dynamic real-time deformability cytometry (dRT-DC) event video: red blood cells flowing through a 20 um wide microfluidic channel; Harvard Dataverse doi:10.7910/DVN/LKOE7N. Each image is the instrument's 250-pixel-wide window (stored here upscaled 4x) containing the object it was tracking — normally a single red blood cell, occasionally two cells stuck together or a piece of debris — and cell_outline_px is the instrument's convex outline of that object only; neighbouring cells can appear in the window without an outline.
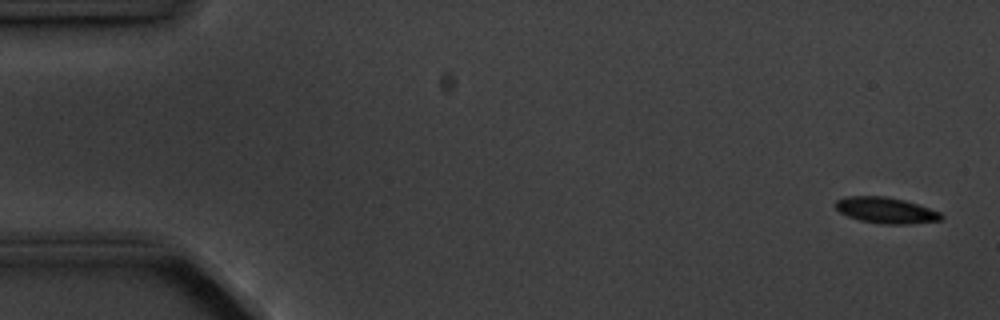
{"species": "common noctule bat (a hibernating species)", "species_latin": "Nyctalus noctula", "temperature_condition": "cold", "stored_images_in_passage": 8, "camera_frame_rate_fps": 3000, "um_per_image_px": 0.085, "animal": {"sex": "male", "body_mass_g": 20.1, "forearm_length_mm": 53.5}, "frame": {"image": 1, "passage_image": 1, "time_ms": 0.0, "image_size_px": [1000, 320], "cell_outline_px": [[944, 216], [940, 220], [912, 224], [880, 224], [860, 220], [848, 216], [840, 212], [836, 208], [836, 200], [844, 196], [888, 196], [904, 200], [940, 212]], "centroid_in_image_um": [75.29, 17.87], "position_along_channel_um": 9.7, "area_um2": 16.01}}
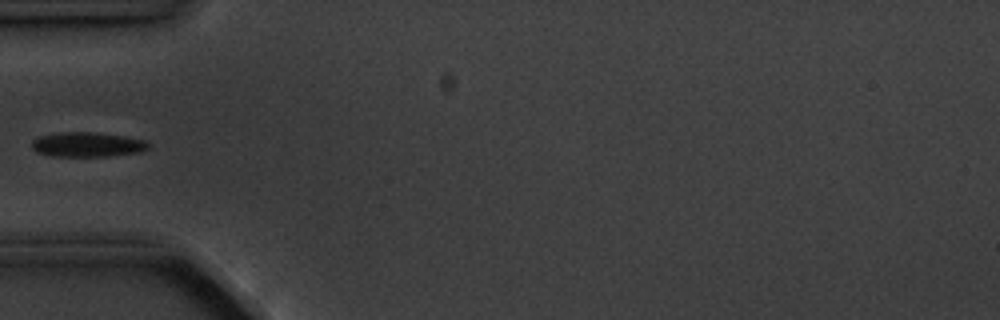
{"frame": {"image": 2, "passage_image": 5, "time_ms": 5.333, "image_size_px": [1000, 320], "cell_outline_px": [[148, 148], [140, 152], [108, 156], [52, 156], [36, 152], [32, 148], [32, 140], [40, 136], [60, 132], [96, 132], [124, 136], [144, 140], [148, 144]], "centroid_in_image_um": [7.4, 12.28], "position_along_channel_um": 77.6, "area_um2": 16.7}}
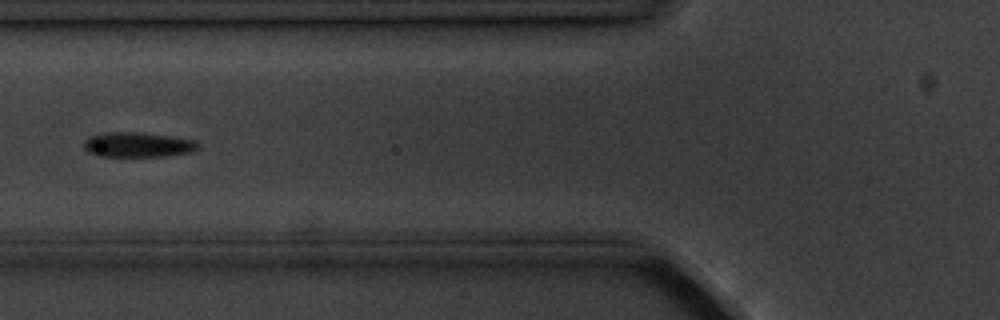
{"frame": {"image": 3, "passage_image": 6, "time_ms": 6.333, "image_size_px": [1000, 320], "cell_outline_px": [[200, 148], [192, 152], [164, 156], [96, 156], [88, 152], [84, 148], [84, 140], [88, 136], [108, 132], [140, 132], [196, 140], [200, 144]], "centroid_in_image_um": [11.72, 12.3], "position_along_channel_um": 114.1, "area_um2": 16.7}}